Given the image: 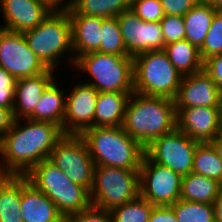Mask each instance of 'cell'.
<instances>
[{"instance_id":"obj_1","label":"cell","mask_w":222,"mask_h":222,"mask_svg":"<svg viewBox=\"0 0 222 222\" xmlns=\"http://www.w3.org/2000/svg\"><path fill=\"white\" fill-rule=\"evenodd\" d=\"M64 136L62 128L54 123L15 119L2 138L5 171L9 175L25 176L35 165L49 158Z\"/></svg>"},{"instance_id":"obj_2","label":"cell","mask_w":222,"mask_h":222,"mask_svg":"<svg viewBox=\"0 0 222 222\" xmlns=\"http://www.w3.org/2000/svg\"><path fill=\"white\" fill-rule=\"evenodd\" d=\"M123 130L144 148L176 128L174 99L132 93L122 124Z\"/></svg>"},{"instance_id":"obj_3","label":"cell","mask_w":222,"mask_h":222,"mask_svg":"<svg viewBox=\"0 0 222 222\" xmlns=\"http://www.w3.org/2000/svg\"><path fill=\"white\" fill-rule=\"evenodd\" d=\"M80 136L85 140L95 166L140 169L145 148L122 126L91 127Z\"/></svg>"},{"instance_id":"obj_4","label":"cell","mask_w":222,"mask_h":222,"mask_svg":"<svg viewBox=\"0 0 222 222\" xmlns=\"http://www.w3.org/2000/svg\"><path fill=\"white\" fill-rule=\"evenodd\" d=\"M23 35L29 48L48 69L55 70L59 60L68 53L66 57L71 66L75 64L72 25L66 7L53 9L38 26L23 32Z\"/></svg>"},{"instance_id":"obj_5","label":"cell","mask_w":222,"mask_h":222,"mask_svg":"<svg viewBox=\"0 0 222 222\" xmlns=\"http://www.w3.org/2000/svg\"><path fill=\"white\" fill-rule=\"evenodd\" d=\"M25 177L36 189L49 197L64 218L91 205L90 192L72 182L48 159L35 165Z\"/></svg>"},{"instance_id":"obj_6","label":"cell","mask_w":222,"mask_h":222,"mask_svg":"<svg viewBox=\"0 0 222 222\" xmlns=\"http://www.w3.org/2000/svg\"><path fill=\"white\" fill-rule=\"evenodd\" d=\"M91 76L98 92L134 93L133 57L90 52L79 56L73 67ZM78 68V69H77Z\"/></svg>"},{"instance_id":"obj_7","label":"cell","mask_w":222,"mask_h":222,"mask_svg":"<svg viewBox=\"0 0 222 222\" xmlns=\"http://www.w3.org/2000/svg\"><path fill=\"white\" fill-rule=\"evenodd\" d=\"M134 92L146 96L174 99L182 75L164 50H151L133 58Z\"/></svg>"},{"instance_id":"obj_8","label":"cell","mask_w":222,"mask_h":222,"mask_svg":"<svg viewBox=\"0 0 222 222\" xmlns=\"http://www.w3.org/2000/svg\"><path fill=\"white\" fill-rule=\"evenodd\" d=\"M140 195L139 170L95 166L91 205L111 211Z\"/></svg>"},{"instance_id":"obj_9","label":"cell","mask_w":222,"mask_h":222,"mask_svg":"<svg viewBox=\"0 0 222 222\" xmlns=\"http://www.w3.org/2000/svg\"><path fill=\"white\" fill-rule=\"evenodd\" d=\"M48 160L72 182L91 191L95 164L80 135H65L53 148Z\"/></svg>"},{"instance_id":"obj_10","label":"cell","mask_w":222,"mask_h":222,"mask_svg":"<svg viewBox=\"0 0 222 222\" xmlns=\"http://www.w3.org/2000/svg\"><path fill=\"white\" fill-rule=\"evenodd\" d=\"M198 143L175 128L145 147V155L156 164L185 176L192 172L194 153Z\"/></svg>"},{"instance_id":"obj_11","label":"cell","mask_w":222,"mask_h":222,"mask_svg":"<svg viewBox=\"0 0 222 222\" xmlns=\"http://www.w3.org/2000/svg\"><path fill=\"white\" fill-rule=\"evenodd\" d=\"M140 196L154 206H171L180 200L182 176L144 155L139 169Z\"/></svg>"},{"instance_id":"obj_12","label":"cell","mask_w":222,"mask_h":222,"mask_svg":"<svg viewBox=\"0 0 222 222\" xmlns=\"http://www.w3.org/2000/svg\"><path fill=\"white\" fill-rule=\"evenodd\" d=\"M0 67L16 79L45 73L48 68L29 48L23 33L0 28Z\"/></svg>"},{"instance_id":"obj_13","label":"cell","mask_w":222,"mask_h":222,"mask_svg":"<svg viewBox=\"0 0 222 222\" xmlns=\"http://www.w3.org/2000/svg\"><path fill=\"white\" fill-rule=\"evenodd\" d=\"M127 53L135 57L151 50H164V38L159 22L141 20L131 9L117 16Z\"/></svg>"},{"instance_id":"obj_14","label":"cell","mask_w":222,"mask_h":222,"mask_svg":"<svg viewBox=\"0 0 222 222\" xmlns=\"http://www.w3.org/2000/svg\"><path fill=\"white\" fill-rule=\"evenodd\" d=\"M98 91L85 82L75 85L66 94L65 118L62 130L65 135H81L94 127V114Z\"/></svg>"},{"instance_id":"obj_15","label":"cell","mask_w":222,"mask_h":222,"mask_svg":"<svg viewBox=\"0 0 222 222\" xmlns=\"http://www.w3.org/2000/svg\"><path fill=\"white\" fill-rule=\"evenodd\" d=\"M4 25L0 28L23 33L38 26L54 9L43 0H0Z\"/></svg>"},{"instance_id":"obj_16","label":"cell","mask_w":222,"mask_h":222,"mask_svg":"<svg viewBox=\"0 0 222 222\" xmlns=\"http://www.w3.org/2000/svg\"><path fill=\"white\" fill-rule=\"evenodd\" d=\"M176 128L199 143L211 142L220 133L219 107L175 108Z\"/></svg>"},{"instance_id":"obj_17","label":"cell","mask_w":222,"mask_h":222,"mask_svg":"<svg viewBox=\"0 0 222 222\" xmlns=\"http://www.w3.org/2000/svg\"><path fill=\"white\" fill-rule=\"evenodd\" d=\"M222 92L204 71L182 77L175 108L219 107Z\"/></svg>"},{"instance_id":"obj_18","label":"cell","mask_w":222,"mask_h":222,"mask_svg":"<svg viewBox=\"0 0 222 222\" xmlns=\"http://www.w3.org/2000/svg\"><path fill=\"white\" fill-rule=\"evenodd\" d=\"M21 217L23 222H65L56 205L22 176Z\"/></svg>"},{"instance_id":"obj_19","label":"cell","mask_w":222,"mask_h":222,"mask_svg":"<svg viewBox=\"0 0 222 222\" xmlns=\"http://www.w3.org/2000/svg\"><path fill=\"white\" fill-rule=\"evenodd\" d=\"M53 73L54 70L48 69L45 73L16 80L14 119H26L34 112L45 89L56 80Z\"/></svg>"},{"instance_id":"obj_20","label":"cell","mask_w":222,"mask_h":222,"mask_svg":"<svg viewBox=\"0 0 222 222\" xmlns=\"http://www.w3.org/2000/svg\"><path fill=\"white\" fill-rule=\"evenodd\" d=\"M66 8L72 25L75 60L86 53L100 52L102 18L78 14L69 5Z\"/></svg>"},{"instance_id":"obj_21","label":"cell","mask_w":222,"mask_h":222,"mask_svg":"<svg viewBox=\"0 0 222 222\" xmlns=\"http://www.w3.org/2000/svg\"><path fill=\"white\" fill-rule=\"evenodd\" d=\"M132 93L98 92L94 127L122 126L128 100Z\"/></svg>"},{"instance_id":"obj_22","label":"cell","mask_w":222,"mask_h":222,"mask_svg":"<svg viewBox=\"0 0 222 222\" xmlns=\"http://www.w3.org/2000/svg\"><path fill=\"white\" fill-rule=\"evenodd\" d=\"M55 80L41 95L34 112L28 117L34 121H47L62 128L65 118L66 91Z\"/></svg>"},{"instance_id":"obj_23","label":"cell","mask_w":222,"mask_h":222,"mask_svg":"<svg viewBox=\"0 0 222 222\" xmlns=\"http://www.w3.org/2000/svg\"><path fill=\"white\" fill-rule=\"evenodd\" d=\"M164 51L182 76L203 70L204 61L199 48L186 39L168 43L164 46Z\"/></svg>"},{"instance_id":"obj_24","label":"cell","mask_w":222,"mask_h":222,"mask_svg":"<svg viewBox=\"0 0 222 222\" xmlns=\"http://www.w3.org/2000/svg\"><path fill=\"white\" fill-rule=\"evenodd\" d=\"M21 196L22 176L0 178V222H23Z\"/></svg>"},{"instance_id":"obj_25","label":"cell","mask_w":222,"mask_h":222,"mask_svg":"<svg viewBox=\"0 0 222 222\" xmlns=\"http://www.w3.org/2000/svg\"><path fill=\"white\" fill-rule=\"evenodd\" d=\"M221 187L222 185L216 180L191 172L182 176L180 199L189 202L213 204Z\"/></svg>"},{"instance_id":"obj_26","label":"cell","mask_w":222,"mask_h":222,"mask_svg":"<svg viewBox=\"0 0 222 222\" xmlns=\"http://www.w3.org/2000/svg\"><path fill=\"white\" fill-rule=\"evenodd\" d=\"M217 11L210 4L199 1L183 16L186 29L185 39L200 48Z\"/></svg>"},{"instance_id":"obj_27","label":"cell","mask_w":222,"mask_h":222,"mask_svg":"<svg viewBox=\"0 0 222 222\" xmlns=\"http://www.w3.org/2000/svg\"><path fill=\"white\" fill-rule=\"evenodd\" d=\"M131 0H69L68 5L78 14L112 18L130 9Z\"/></svg>"},{"instance_id":"obj_28","label":"cell","mask_w":222,"mask_h":222,"mask_svg":"<svg viewBox=\"0 0 222 222\" xmlns=\"http://www.w3.org/2000/svg\"><path fill=\"white\" fill-rule=\"evenodd\" d=\"M192 172L216 180L222 185V160L210 142L198 143Z\"/></svg>"},{"instance_id":"obj_29","label":"cell","mask_w":222,"mask_h":222,"mask_svg":"<svg viewBox=\"0 0 222 222\" xmlns=\"http://www.w3.org/2000/svg\"><path fill=\"white\" fill-rule=\"evenodd\" d=\"M178 222H215L213 204L178 200L172 204Z\"/></svg>"},{"instance_id":"obj_30","label":"cell","mask_w":222,"mask_h":222,"mask_svg":"<svg viewBox=\"0 0 222 222\" xmlns=\"http://www.w3.org/2000/svg\"><path fill=\"white\" fill-rule=\"evenodd\" d=\"M100 52L118 56H129L117 17L102 18Z\"/></svg>"},{"instance_id":"obj_31","label":"cell","mask_w":222,"mask_h":222,"mask_svg":"<svg viewBox=\"0 0 222 222\" xmlns=\"http://www.w3.org/2000/svg\"><path fill=\"white\" fill-rule=\"evenodd\" d=\"M153 206L140 195L133 201L113 208L112 222H148Z\"/></svg>"},{"instance_id":"obj_32","label":"cell","mask_w":222,"mask_h":222,"mask_svg":"<svg viewBox=\"0 0 222 222\" xmlns=\"http://www.w3.org/2000/svg\"><path fill=\"white\" fill-rule=\"evenodd\" d=\"M202 60L222 54V10H218L211 21V26L199 48Z\"/></svg>"},{"instance_id":"obj_33","label":"cell","mask_w":222,"mask_h":222,"mask_svg":"<svg viewBox=\"0 0 222 222\" xmlns=\"http://www.w3.org/2000/svg\"><path fill=\"white\" fill-rule=\"evenodd\" d=\"M130 9L147 22H160L165 15L160 0H131Z\"/></svg>"},{"instance_id":"obj_34","label":"cell","mask_w":222,"mask_h":222,"mask_svg":"<svg viewBox=\"0 0 222 222\" xmlns=\"http://www.w3.org/2000/svg\"><path fill=\"white\" fill-rule=\"evenodd\" d=\"M159 23L163 33L164 46L185 39L186 29L183 16L164 15Z\"/></svg>"},{"instance_id":"obj_35","label":"cell","mask_w":222,"mask_h":222,"mask_svg":"<svg viewBox=\"0 0 222 222\" xmlns=\"http://www.w3.org/2000/svg\"><path fill=\"white\" fill-rule=\"evenodd\" d=\"M16 78L0 67V107L9 109L13 113Z\"/></svg>"},{"instance_id":"obj_36","label":"cell","mask_w":222,"mask_h":222,"mask_svg":"<svg viewBox=\"0 0 222 222\" xmlns=\"http://www.w3.org/2000/svg\"><path fill=\"white\" fill-rule=\"evenodd\" d=\"M65 222H112V215L109 210L90 205L85 210L66 217Z\"/></svg>"},{"instance_id":"obj_37","label":"cell","mask_w":222,"mask_h":222,"mask_svg":"<svg viewBox=\"0 0 222 222\" xmlns=\"http://www.w3.org/2000/svg\"><path fill=\"white\" fill-rule=\"evenodd\" d=\"M165 15L184 16L199 0H160Z\"/></svg>"},{"instance_id":"obj_38","label":"cell","mask_w":222,"mask_h":222,"mask_svg":"<svg viewBox=\"0 0 222 222\" xmlns=\"http://www.w3.org/2000/svg\"><path fill=\"white\" fill-rule=\"evenodd\" d=\"M203 70L222 92V54L214 55L204 60Z\"/></svg>"},{"instance_id":"obj_39","label":"cell","mask_w":222,"mask_h":222,"mask_svg":"<svg viewBox=\"0 0 222 222\" xmlns=\"http://www.w3.org/2000/svg\"><path fill=\"white\" fill-rule=\"evenodd\" d=\"M148 222H178L171 206H153Z\"/></svg>"},{"instance_id":"obj_40","label":"cell","mask_w":222,"mask_h":222,"mask_svg":"<svg viewBox=\"0 0 222 222\" xmlns=\"http://www.w3.org/2000/svg\"><path fill=\"white\" fill-rule=\"evenodd\" d=\"M14 120L13 113L9 109L0 107V139L10 130Z\"/></svg>"},{"instance_id":"obj_41","label":"cell","mask_w":222,"mask_h":222,"mask_svg":"<svg viewBox=\"0 0 222 222\" xmlns=\"http://www.w3.org/2000/svg\"><path fill=\"white\" fill-rule=\"evenodd\" d=\"M213 205L215 210V222H222V187Z\"/></svg>"},{"instance_id":"obj_42","label":"cell","mask_w":222,"mask_h":222,"mask_svg":"<svg viewBox=\"0 0 222 222\" xmlns=\"http://www.w3.org/2000/svg\"><path fill=\"white\" fill-rule=\"evenodd\" d=\"M210 143L222 160V133H219Z\"/></svg>"},{"instance_id":"obj_43","label":"cell","mask_w":222,"mask_h":222,"mask_svg":"<svg viewBox=\"0 0 222 222\" xmlns=\"http://www.w3.org/2000/svg\"><path fill=\"white\" fill-rule=\"evenodd\" d=\"M43 1L50 4L54 9L65 8L69 3V0H66L67 2L65 0H43Z\"/></svg>"},{"instance_id":"obj_44","label":"cell","mask_w":222,"mask_h":222,"mask_svg":"<svg viewBox=\"0 0 222 222\" xmlns=\"http://www.w3.org/2000/svg\"><path fill=\"white\" fill-rule=\"evenodd\" d=\"M0 178L10 176L4 169L3 158H2V139H0Z\"/></svg>"},{"instance_id":"obj_45","label":"cell","mask_w":222,"mask_h":222,"mask_svg":"<svg viewBox=\"0 0 222 222\" xmlns=\"http://www.w3.org/2000/svg\"><path fill=\"white\" fill-rule=\"evenodd\" d=\"M199 1L208 3L217 10H222V0H199Z\"/></svg>"},{"instance_id":"obj_46","label":"cell","mask_w":222,"mask_h":222,"mask_svg":"<svg viewBox=\"0 0 222 222\" xmlns=\"http://www.w3.org/2000/svg\"><path fill=\"white\" fill-rule=\"evenodd\" d=\"M219 115H220V133H222V96L219 105Z\"/></svg>"}]
</instances>
